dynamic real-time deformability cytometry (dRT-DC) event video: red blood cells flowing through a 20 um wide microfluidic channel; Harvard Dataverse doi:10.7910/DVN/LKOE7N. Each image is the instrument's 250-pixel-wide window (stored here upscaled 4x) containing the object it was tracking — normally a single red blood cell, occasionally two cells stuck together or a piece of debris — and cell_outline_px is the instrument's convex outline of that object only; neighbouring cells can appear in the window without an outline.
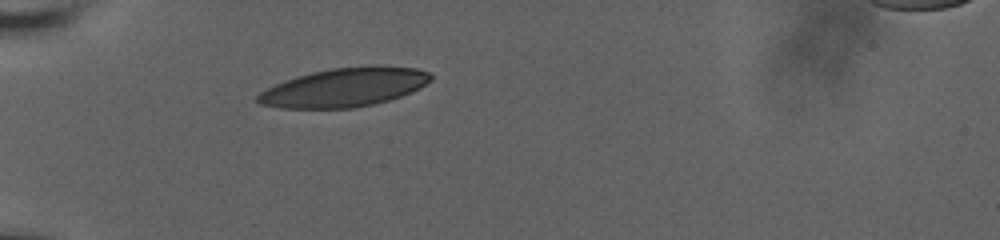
{"species": "human", "species_latin": "Homo sapiens", "temperature_condition": "room temperature", "stored_images_in_passage": 3, "camera_frame_rate_fps": 3000, "um_per_image_px": 0.085, "donor": {"sex": "male"}, "frame": {"image": 1, "passage_image": 1, "time_ms": 0.0, "image_size_px": [1000, 240], "cell_outline_px": [[432, 80], [400, 96], [388, 100], [372, 104], [352, 108], [280, 108], [260, 104], [256, 100], [256, 96], [260, 92], [276, 84], [296, 76], [312, 72], [332, 68], [376, 64], [416, 68], [428, 72], [432, 76]], "centroid_in_image_um": [29.26, 7.41], "position_along_channel_um": 55.7, "area_um2": 39.02}}
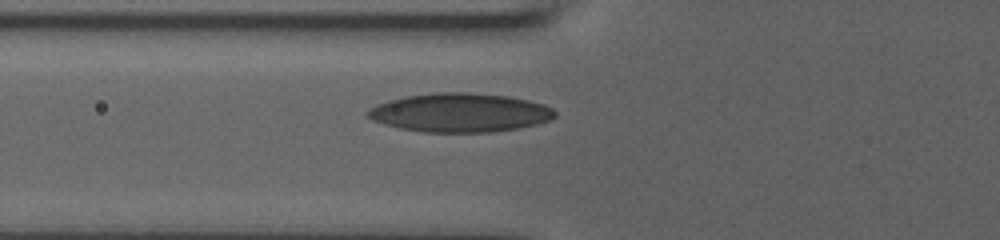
{"frame": {"image": 2, "passage_image": 3, "time_ms": 1.333, "image_size_px": [1000, 240], "cell_outline_px": [[556, 116], [548, 120], [536, 124], [520, 128], [492, 132], [424, 132], [400, 128], [384, 124], [372, 120], [364, 112], [368, 108], [376, 104], [388, 100], [408, 96], [436, 92], [468, 92], [508, 96], [528, 100], [544, 104], [552, 108], [556, 112]], "centroid_in_image_um": [39.08, 9.57], "position_along_channel_um": 86.7, "area_um2": 42.48}}